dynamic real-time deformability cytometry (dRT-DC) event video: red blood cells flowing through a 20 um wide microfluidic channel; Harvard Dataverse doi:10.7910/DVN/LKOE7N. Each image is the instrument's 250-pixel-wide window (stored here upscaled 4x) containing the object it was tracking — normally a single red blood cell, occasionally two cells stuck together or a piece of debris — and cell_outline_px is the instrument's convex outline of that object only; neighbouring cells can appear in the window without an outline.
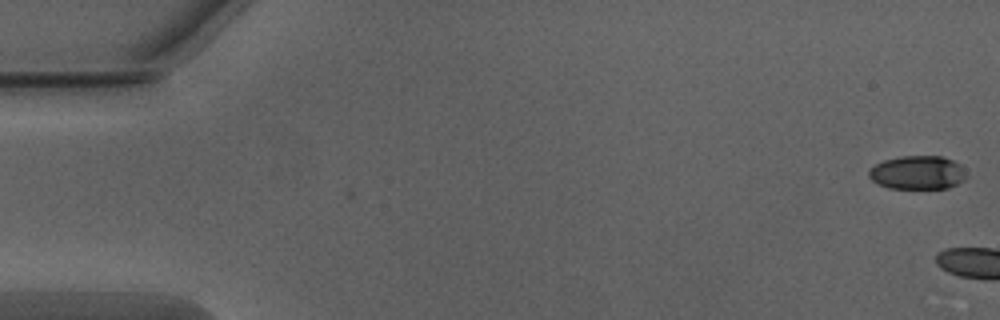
{"species": "Egyptian fruit bat (a non-hibernating species)", "species_latin": "Rousettus aegyptiacus", "temperature_condition": "warm", "stored_images_in_passage": 4, "camera_frame_rate_fps": 3000, "um_per_image_px": 0.085, "animal": {"sex": "male"}, "frame": {"image": 1, "passage_image": 4, "time_ms": 1.0, "image_size_px": [1000, 320], "cell_outline_px": [[968, 176], [964, 180], [948, 188], [888, 188], [872, 180], [868, 176], [868, 168], [884, 160], [900, 156], [944, 156], [960, 164]], "centroid_in_image_um": [77.99, 14.66], "position_along_channel_um": 7.0, "area_um2": 19.19}}